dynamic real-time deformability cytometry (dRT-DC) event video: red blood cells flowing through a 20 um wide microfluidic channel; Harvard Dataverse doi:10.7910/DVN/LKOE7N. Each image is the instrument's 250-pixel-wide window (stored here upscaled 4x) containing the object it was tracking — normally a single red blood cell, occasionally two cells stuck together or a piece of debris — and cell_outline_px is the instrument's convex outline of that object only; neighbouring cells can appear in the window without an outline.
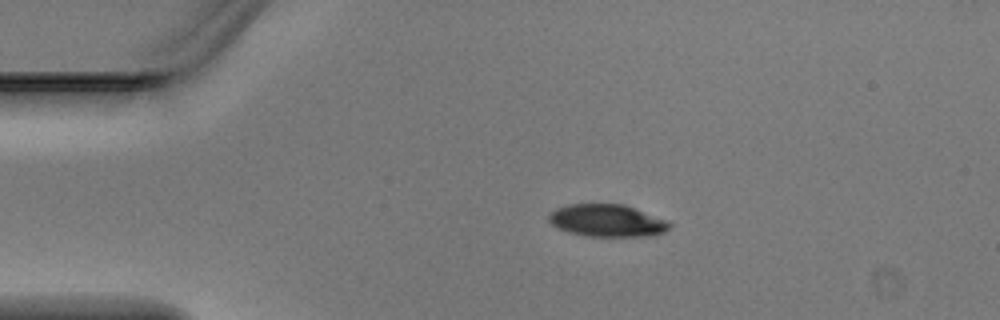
{"species": "Egyptian fruit bat (a non-hibernating species)", "species_latin": "Rousettus aegyptiacus", "temperature_condition": "warm", "stored_images_in_passage": 2, "camera_frame_rate_fps": 3000, "um_per_image_px": 0.085, "animal": {"sex": "male"}, "frame": {"image": 1, "passage_image": 1, "time_ms": 0.0, "image_size_px": [1000, 320], "cell_outline_px": [[672, 224], [664, 232], [648, 236], [584, 236], [568, 232], [552, 224], [548, 220], [548, 216], [556, 208], [568, 204], [624, 204], [668, 220]], "centroid_in_image_um": [51.61, 18.75], "position_along_channel_um": 33.4, "area_um2": 22.72}}